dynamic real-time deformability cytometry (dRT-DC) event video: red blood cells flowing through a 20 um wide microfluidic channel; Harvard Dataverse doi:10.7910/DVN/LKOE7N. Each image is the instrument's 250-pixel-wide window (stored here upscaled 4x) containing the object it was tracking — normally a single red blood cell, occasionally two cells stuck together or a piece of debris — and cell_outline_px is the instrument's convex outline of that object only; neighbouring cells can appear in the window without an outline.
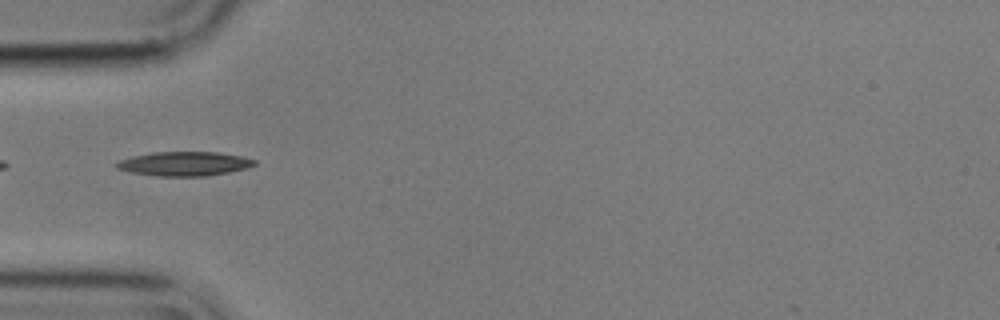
{"species": "common noctule bat (a hibernating species)", "species_latin": "Nyctalus noctula", "temperature_condition": "cold", "stored_images_in_passage": 21, "camera_frame_rate_fps": 3000, "um_per_image_px": 0.085, "animal": {"sex": "male", "body_mass_g": 17.9}, "frame": {"image": 1, "passage_image": 1, "time_ms": 0.0, "image_size_px": [1000, 320], "cell_outline_px": [[256, 164], [248, 168], [228, 172], [204, 176], [156, 176], [128, 172], [116, 168], [112, 164], [120, 160], [132, 156], [152, 152], [216, 152], [240, 156], [256, 160]], "centroid_in_image_um": [15.61, 13.92], "position_along_channel_um": 69.4, "area_um2": 19.54}}
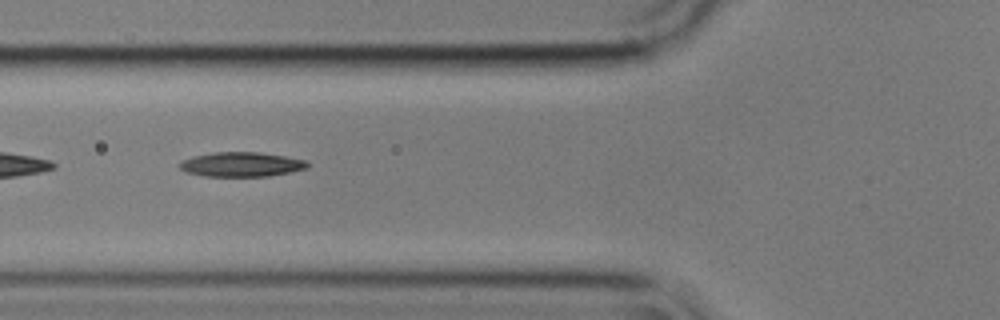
{"frame": {"image": 2, "passage_image": 4, "time_ms": 1.0, "image_size_px": [1000, 320], "cell_outline_px": [[308, 168], [292, 172], [268, 176], [204, 176], [184, 172], [180, 168], [180, 160], [192, 156], [212, 152], [260, 152], [308, 160]], "centroid_in_image_um": [20.51, 13.97], "position_along_channel_um": 105.3, "area_um2": 18.5}}
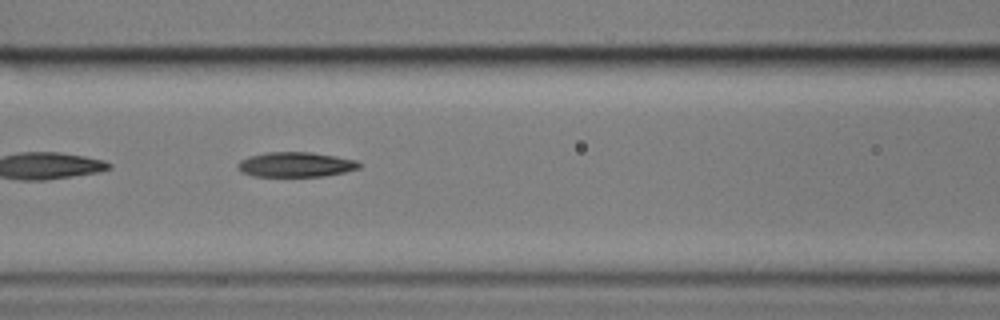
{"frame": {"image": 3, "passage_image": 7, "time_ms": 2.0, "image_size_px": [1000, 320], "cell_outline_px": [[360, 168], [344, 172], [324, 176], [252, 176], [240, 172], [236, 168], [236, 164], [240, 160], [248, 156], [268, 152], [312, 152], [336, 156], [356, 160], [360, 164]], "centroid_in_image_um": [25.08, 13.98], "position_along_channel_um": 141.5, "area_um2": 17.74}}